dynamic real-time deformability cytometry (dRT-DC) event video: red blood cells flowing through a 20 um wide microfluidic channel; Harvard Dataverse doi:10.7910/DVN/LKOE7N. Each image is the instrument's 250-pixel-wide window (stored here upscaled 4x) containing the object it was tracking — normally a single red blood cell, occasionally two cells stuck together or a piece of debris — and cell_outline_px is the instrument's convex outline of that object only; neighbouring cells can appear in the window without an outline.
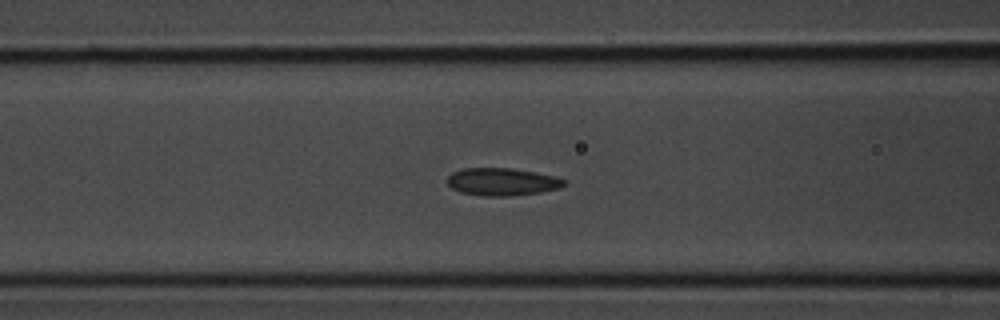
{"species": "common noctule bat (a hibernating species)", "species_latin": "Nyctalus noctula", "temperature_condition": "room temperature", "stored_images_in_passage": 20, "camera_frame_rate_fps": 3000, "um_per_image_px": 0.085, "animal": {"sex": "male", "body_mass_g": 20.1, "forearm_length_mm": 53.5}, "frame": {"image": 1, "passage_image": 4, "time_ms": 1.0, "image_size_px": [1000, 320], "cell_outline_px": [[568, 184], [560, 188], [540, 192], [508, 196], [484, 196], [460, 192], [452, 188], [448, 184], [448, 176], [452, 172], [460, 168], [512, 168], [536, 172], [556, 176], [568, 180]], "centroid_in_image_um": [42.72, 15.44], "position_along_channel_um": 123.9, "area_um2": 19.02}}
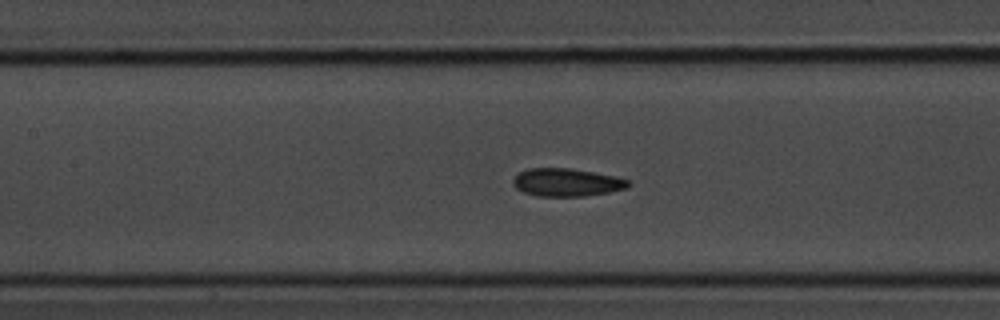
{"frame": {"image": 2, "passage_image": 6, "time_ms": 1.667, "image_size_px": [1000, 320], "cell_outline_px": [[632, 184], [628, 188], [608, 192], [584, 196], [536, 196], [524, 192], [516, 188], [512, 184], [512, 180], [520, 172], [528, 168], [568, 168], [616, 176], [628, 180]], "centroid_in_image_um": [48.17, 15.5], "position_along_channel_um": 159.2, "area_um2": 18.73}}
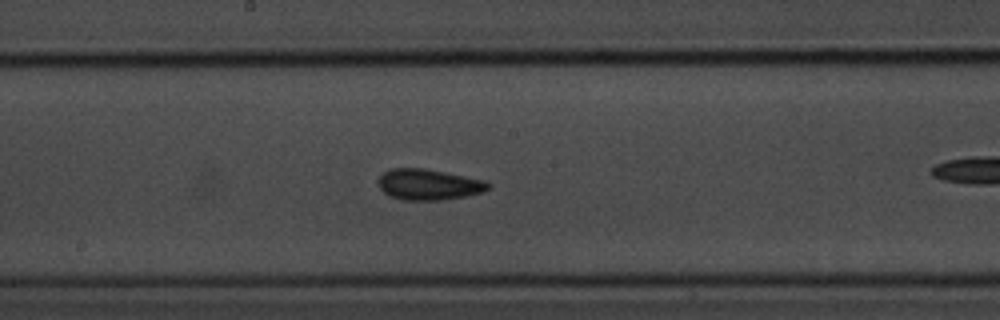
{"frame": {"image": 3, "passage_image": 9, "time_ms": 2.667, "image_size_px": [1000, 320], "cell_outline_px": [[492, 184], [484, 192], [464, 196], [440, 200], [404, 200], [392, 196], [384, 192], [380, 188], [380, 176], [388, 168], [424, 168], [484, 180]], "centroid_in_image_um": [36.45, 15.68], "position_along_channel_um": 211.8, "area_um2": 19.54}}